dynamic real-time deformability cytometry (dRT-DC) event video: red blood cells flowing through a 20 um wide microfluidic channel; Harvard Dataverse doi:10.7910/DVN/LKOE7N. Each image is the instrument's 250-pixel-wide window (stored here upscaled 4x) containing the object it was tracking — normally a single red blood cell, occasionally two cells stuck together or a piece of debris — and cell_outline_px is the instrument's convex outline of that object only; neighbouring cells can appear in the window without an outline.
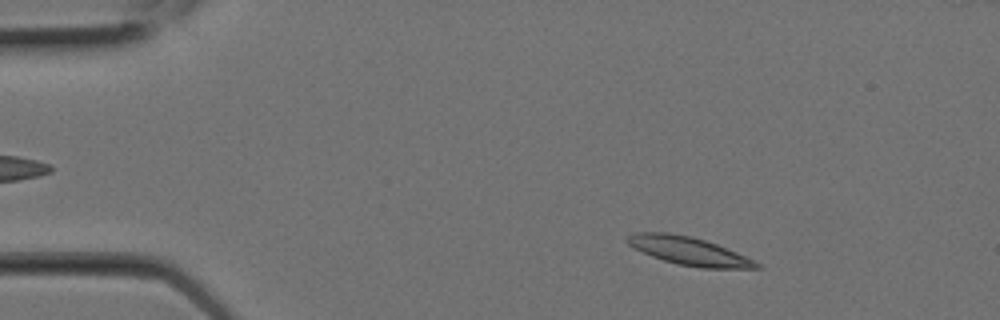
{"species": "Egyptian fruit bat (a non-hibernating species)", "species_latin": "Rousettus aegyptiacus", "temperature_condition": "room temperature", "stored_images_in_passage": 6, "camera_frame_rate_fps": 3000, "um_per_image_px": 0.085, "animal": {"sex": "female"}, "frame": {"image": 1, "passage_image": 2, "time_ms": 0.333, "image_size_px": [1000, 320], "cell_outline_px": [[764, 268], [700, 268], [680, 264], [664, 260], [652, 256], [628, 244], [624, 240], [628, 236], [636, 232], [668, 232], [692, 236], [716, 244], [736, 252], [760, 264]], "centroid_in_image_um": [58.54, 21.32], "position_along_channel_um": 26.5, "area_um2": 20.87}}
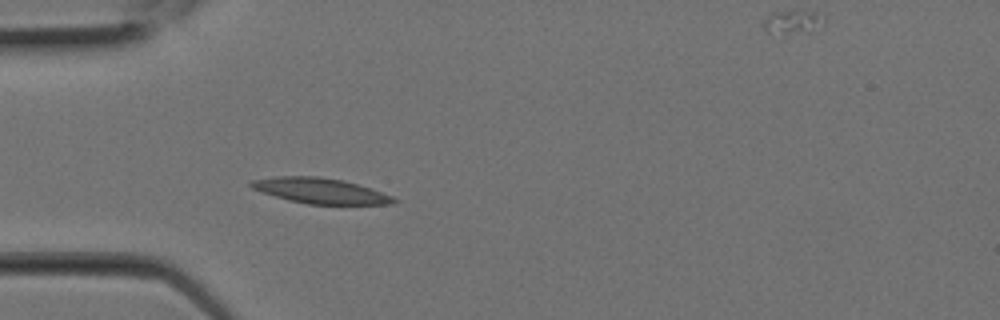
{"frame": {"image": 2, "passage_image": 5, "time_ms": 1.333, "image_size_px": [1000, 320], "cell_outline_px": [[400, 200], [396, 204], [308, 204], [288, 200], [252, 188], [248, 184], [252, 180], [276, 176], [320, 176], [344, 180], [392, 196]], "centroid_in_image_um": [27.24, 16.21], "position_along_channel_um": 57.8, "area_um2": 20.98}}